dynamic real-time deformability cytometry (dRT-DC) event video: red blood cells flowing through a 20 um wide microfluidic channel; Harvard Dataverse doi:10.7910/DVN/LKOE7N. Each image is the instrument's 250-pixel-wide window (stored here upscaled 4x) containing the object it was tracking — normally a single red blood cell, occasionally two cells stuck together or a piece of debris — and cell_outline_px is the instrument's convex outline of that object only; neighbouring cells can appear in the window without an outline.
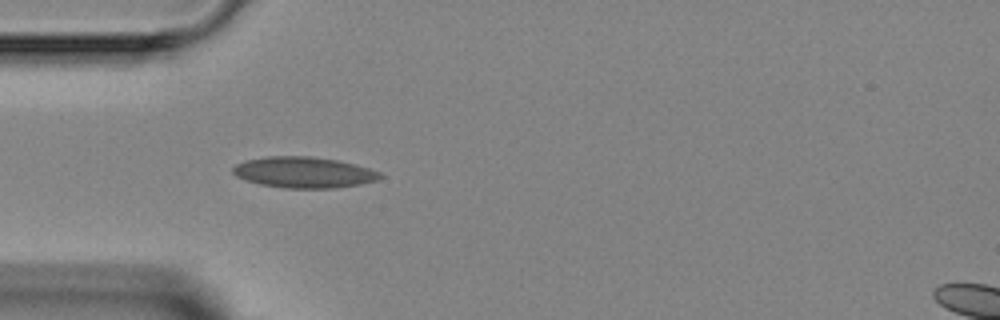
{"species": "Egyptian fruit bat (a non-hibernating species)", "species_latin": "Rousettus aegyptiacus", "temperature_condition": "room temperature", "stored_images_in_passage": 1, "camera_frame_rate_fps": 3000, "um_per_image_px": 0.085, "animal": {"sex": "female"}, "frame": {"image": 1, "passage_image": 1, "time_ms": 0.0, "image_size_px": [1000, 320], "cell_outline_px": [[384, 176], [376, 180], [360, 184], [336, 188], [284, 188], [260, 184], [244, 180], [236, 176], [232, 172], [232, 168], [236, 164], [248, 160], [268, 156], [312, 156], [336, 160], [368, 168], [380, 172]], "centroid_in_image_um": [25.8, 14.66], "position_along_channel_um": 59.2, "area_um2": 26.47}}